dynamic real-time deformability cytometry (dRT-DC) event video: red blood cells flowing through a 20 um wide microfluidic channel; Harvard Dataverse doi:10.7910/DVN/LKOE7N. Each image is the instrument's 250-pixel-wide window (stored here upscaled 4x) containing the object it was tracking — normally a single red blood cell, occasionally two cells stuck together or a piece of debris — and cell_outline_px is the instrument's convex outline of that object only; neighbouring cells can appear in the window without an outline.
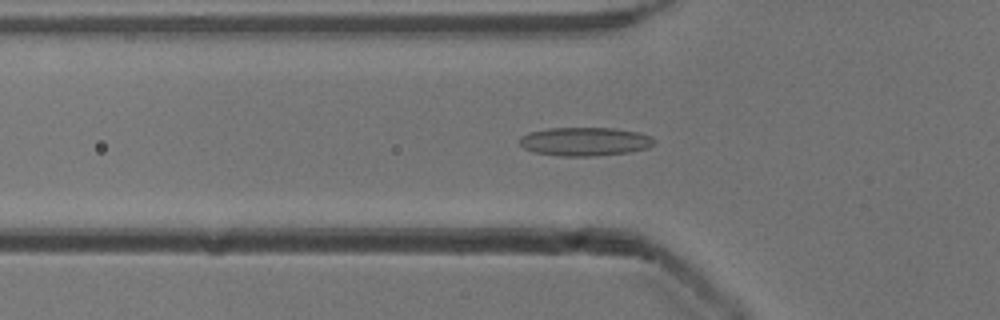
{"species": "common noctule bat (a hibernating species)", "species_latin": "Nyctalus noctula", "temperature_condition": "cold", "stored_images_in_passage": 50, "camera_frame_rate_fps": 3000, "um_per_image_px": 0.085, "animal": {"sex": "male", "body_mass_g": 13.3}, "frame": {"image": 1, "passage_image": 15, "time_ms": 4.667, "image_size_px": [1000, 320], "cell_outline_px": [[656, 144], [648, 148], [632, 152], [592, 156], [560, 156], [536, 152], [524, 148], [516, 140], [520, 136], [528, 132], [548, 128], [612, 128], [640, 132], [652, 136], [656, 140]], "centroid_in_image_um": [49.74, 12.02], "position_along_channel_um": 76.1, "area_um2": 22.77}}
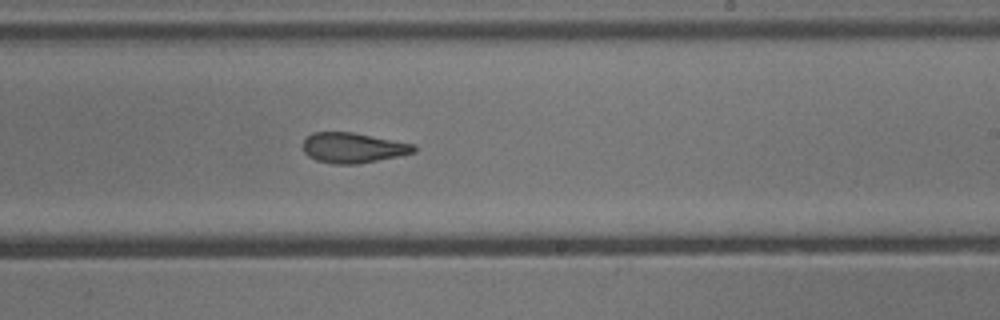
{"frame": {"image": 2, "passage_image": 29, "time_ms": 9.333, "image_size_px": [1000, 320], "cell_outline_px": [[416, 152], [356, 164], [332, 164], [316, 160], [308, 156], [304, 152], [304, 140], [312, 132], [352, 132], [416, 144]], "centroid_in_image_um": [30.0, 12.55], "position_along_channel_um": 259.0, "area_um2": 19.42}}
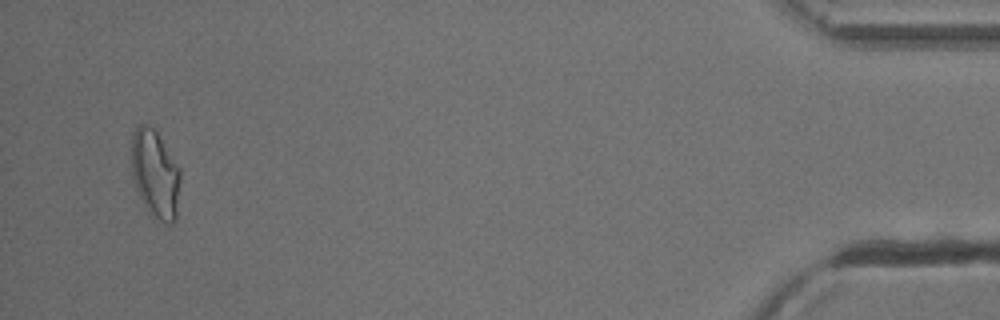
{"frame": {"image": 3, "passage_image": 48, "time_ms": 15.667, "image_size_px": [1000, 320], "cell_outline_px": [[180, 180], [176, 220], [172, 224], [164, 224], [152, 216], [148, 212], [136, 188], [132, 176], [132, 132], [136, 124], [144, 124], [152, 128], [156, 132], [180, 168]], "centroid_in_image_um": [13.19, 14.82], "position_along_channel_um": 422.0, "area_um2": 25.09}, "authors_computed_cell_mechanics": {"area_um2": 21.0392, "velocity_mm_per_s": 3.8897, "shape_relaxation_time_tau1_ms": null, "shape_relaxation_time_tau2_ms": 2.302, "deformation_change_tau1": null, "deformation_change_tau2": 0.1005}}